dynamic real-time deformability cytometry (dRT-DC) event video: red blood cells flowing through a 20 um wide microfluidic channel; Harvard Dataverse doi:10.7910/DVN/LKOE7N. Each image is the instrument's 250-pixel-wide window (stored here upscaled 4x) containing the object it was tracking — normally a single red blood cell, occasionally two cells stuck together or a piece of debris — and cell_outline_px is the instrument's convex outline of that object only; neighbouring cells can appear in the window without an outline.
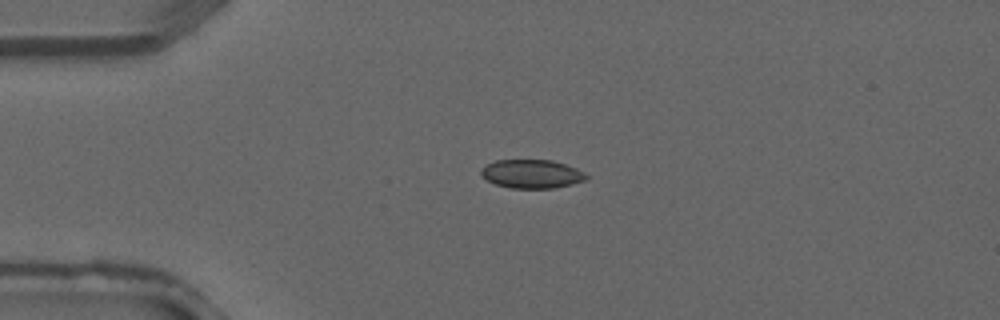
{"species": "common noctule bat (a hibernating species)", "species_latin": "Nyctalus noctula", "temperature_condition": "warm", "stored_images_in_passage": 1, "camera_frame_rate_fps": 3000, "um_per_image_px": 0.085, "animal": {"sex": "male", "forearm_length_mm": 52.5}, "frame": {"image": 1, "passage_image": 1, "time_ms": 0.0, "image_size_px": [1000, 320], "cell_outline_px": [[588, 176], [584, 180], [572, 184], [556, 188], [512, 188], [496, 184], [480, 176], [480, 168], [496, 160], [552, 160], [576, 168], [584, 172]], "centroid_in_image_um": [45.18, 14.78], "position_along_channel_um": 39.8, "area_um2": 17.51}}